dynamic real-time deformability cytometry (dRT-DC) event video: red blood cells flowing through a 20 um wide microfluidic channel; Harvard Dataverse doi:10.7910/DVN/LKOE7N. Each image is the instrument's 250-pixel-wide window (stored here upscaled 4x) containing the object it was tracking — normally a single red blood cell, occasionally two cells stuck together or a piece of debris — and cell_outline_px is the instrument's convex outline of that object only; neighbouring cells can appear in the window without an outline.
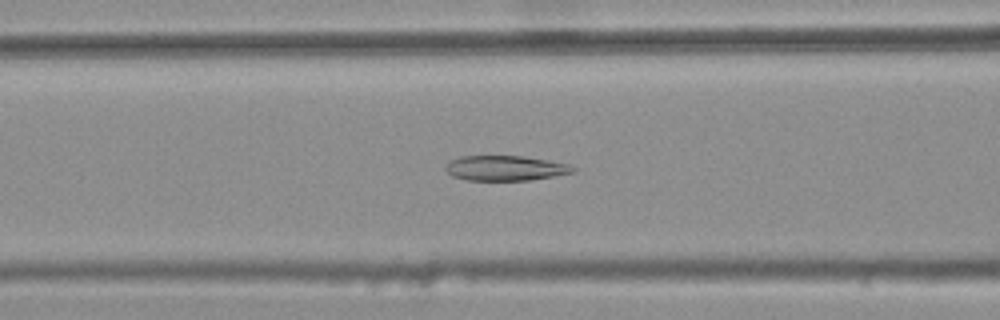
{"species": "common noctule bat (a hibernating species)", "species_latin": "Nyctalus noctula", "temperature_condition": "warm", "stored_images_in_passage": 40, "camera_frame_rate_fps": 3000, "um_per_image_px": 0.085, "animal": {"sex": "female", "body_mass_g": 25.1}, "frame": {"image": 1, "passage_image": 15, "time_ms": 4.667, "image_size_px": [1000, 320], "cell_outline_px": [[576, 172], [528, 180], [468, 180], [452, 176], [444, 168], [452, 160], [460, 156], [524, 156], [548, 160], [568, 164], [576, 168]], "centroid_in_image_um": [42.97, 14.29], "position_along_channel_um": 123.6, "area_um2": 18.44}}
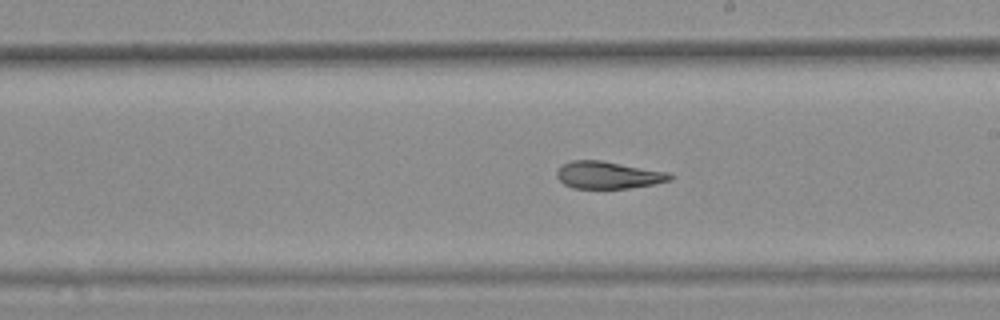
{"frame": {"image": 2, "passage_image": 24, "time_ms": 7.667, "image_size_px": [1000, 320], "cell_outline_px": [[676, 176], [672, 180], [652, 184], [628, 188], [572, 188], [564, 184], [556, 176], [556, 172], [564, 164], [572, 160], [600, 160], [668, 172]], "centroid_in_image_um": [51.72, 14.88], "position_along_channel_um": 237.3, "area_um2": 17.86}}
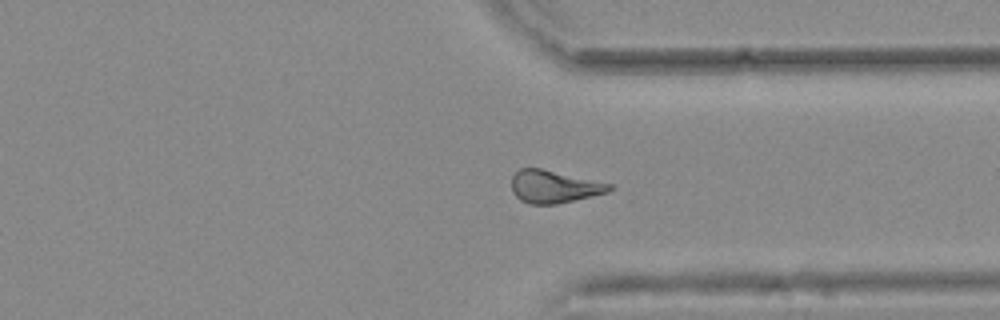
{"frame": {"image": 3, "passage_image": 34, "time_ms": 11.0, "image_size_px": [1000, 320], "cell_outline_px": [[616, 188], [608, 192], [592, 196], [556, 204], [528, 204], [520, 200], [512, 192], [512, 176], [520, 168], [540, 168], [612, 184]], "centroid_in_image_um": [47.09, 15.87], "position_along_channel_um": 364.3, "area_um2": 18.55}, "authors_computed_cell_mechanics": {"area_um2": 18.785, "velocity_mm_per_s": 3.7973, "shape_relaxation_time_tau1_ms": null, "shape_relaxation_time_tau2_ms": 4.0708, "deformation_change_tau1": null, "deformation_change_tau2": 0.115}}